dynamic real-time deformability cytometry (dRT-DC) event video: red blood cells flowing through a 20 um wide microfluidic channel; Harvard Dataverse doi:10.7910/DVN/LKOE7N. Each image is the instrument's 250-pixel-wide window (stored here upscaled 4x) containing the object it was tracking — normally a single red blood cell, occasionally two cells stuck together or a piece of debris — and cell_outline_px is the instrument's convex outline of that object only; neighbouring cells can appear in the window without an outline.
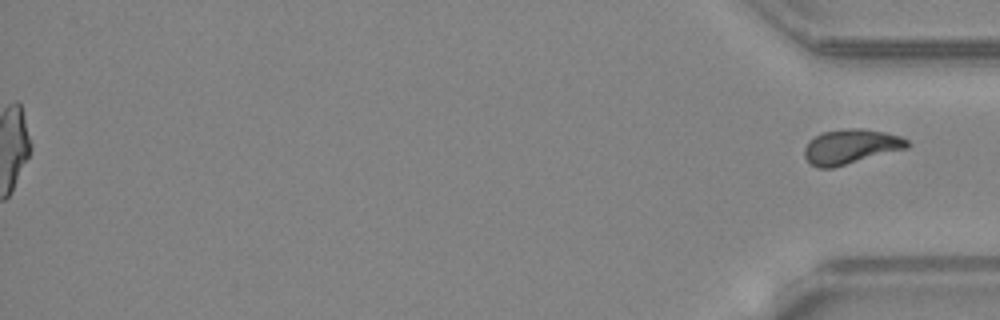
{"species": "common noctule bat (a hibernating species)", "species_latin": "Nyctalus noctula", "temperature_condition": "warm", "stored_images_in_passage": 47, "segment_of_instrument_passage": [2, 2], "camera_frame_rate_fps": 3000, "um_per_image_px": 0.085, "animal": {"sex": "female", "body_mass_g": 24.6, "forearm_length_mm": 56.2}, "frame": {"image": 1, "passage_image": 47, "time_ms": 15.333, "image_size_px": [1000, 320], "cell_outline_px": [[908, 148], [832, 168], [820, 168], [812, 164], [804, 156], [804, 148], [808, 140], [824, 132], [848, 128], [860, 128], [884, 132], [900, 136], [908, 140]], "centroid_in_image_um": [72.31, 12.46], "position_along_channel_um": 362.9, "area_um2": 20.63}}